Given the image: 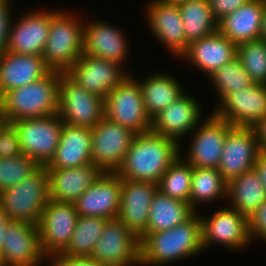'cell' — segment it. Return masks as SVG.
<instances>
[{"instance_id":"obj_1","label":"cell","mask_w":266,"mask_h":266,"mask_svg":"<svg viewBox=\"0 0 266 266\" xmlns=\"http://www.w3.org/2000/svg\"><path fill=\"white\" fill-rule=\"evenodd\" d=\"M181 148L173 139L152 131L135 134L115 173L122 179L158 185L166 170L180 156Z\"/></svg>"},{"instance_id":"obj_2","label":"cell","mask_w":266,"mask_h":266,"mask_svg":"<svg viewBox=\"0 0 266 266\" xmlns=\"http://www.w3.org/2000/svg\"><path fill=\"white\" fill-rule=\"evenodd\" d=\"M198 213L169 230L148 233L140 241L139 266H166L202 253V222Z\"/></svg>"},{"instance_id":"obj_3","label":"cell","mask_w":266,"mask_h":266,"mask_svg":"<svg viewBox=\"0 0 266 266\" xmlns=\"http://www.w3.org/2000/svg\"><path fill=\"white\" fill-rule=\"evenodd\" d=\"M63 72L51 71L40 80L6 92L0 98V118L12 123L58 114L59 82Z\"/></svg>"},{"instance_id":"obj_4","label":"cell","mask_w":266,"mask_h":266,"mask_svg":"<svg viewBox=\"0 0 266 266\" xmlns=\"http://www.w3.org/2000/svg\"><path fill=\"white\" fill-rule=\"evenodd\" d=\"M75 14L57 10L51 17L42 56L52 71L65 73L83 54L84 24Z\"/></svg>"},{"instance_id":"obj_5","label":"cell","mask_w":266,"mask_h":266,"mask_svg":"<svg viewBox=\"0 0 266 266\" xmlns=\"http://www.w3.org/2000/svg\"><path fill=\"white\" fill-rule=\"evenodd\" d=\"M49 199L48 171L40 166L19 184L0 192V207L11 221L38 225Z\"/></svg>"},{"instance_id":"obj_6","label":"cell","mask_w":266,"mask_h":266,"mask_svg":"<svg viewBox=\"0 0 266 266\" xmlns=\"http://www.w3.org/2000/svg\"><path fill=\"white\" fill-rule=\"evenodd\" d=\"M105 117L135 134L151 131L140 84L131 74L113 88L105 98Z\"/></svg>"},{"instance_id":"obj_7","label":"cell","mask_w":266,"mask_h":266,"mask_svg":"<svg viewBox=\"0 0 266 266\" xmlns=\"http://www.w3.org/2000/svg\"><path fill=\"white\" fill-rule=\"evenodd\" d=\"M18 134L21 153L46 166L59 145L63 121L59 115L28 118L11 123Z\"/></svg>"},{"instance_id":"obj_8","label":"cell","mask_w":266,"mask_h":266,"mask_svg":"<svg viewBox=\"0 0 266 266\" xmlns=\"http://www.w3.org/2000/svg\"><path fill=\"white\" fill-rule=\"evenodd\" d=\"M58 115L70 126L92 129L105 117V99L89 93L63 73L59 82Z\"/></svg>"},{"instance_id":"obj_9","label":"cell","mask_w":266,"mask_h":266,"mask_svg":"<svg viewBox=\"0 0 266 266\" xmlns=\"http://www.w3.org/2000/svg\"><path fill=\"white\" fill-rule=\"evenodd\" d=\"M104 266L140 265V241L118 219H108L91 256Z\"/></svg>"},{"instance_id":"obj_10","label":"cell","mask_w":266,"mask_h":266,"mask_svg":"<svg viewBox=\"0 0 266 266\" xmlns=\"http://www.w3.org/2000/svg\"><path fill=\"white\" fill-rule=\"evenodd\" d=\"M203 119L191 132L194 136L183 159L193 168L217 169L227 133L233 126L213 111Z\"/></svg>"},{"instance_id":"obj_11","label":"cell","mask_w":266,"mask_h":266,"mask_svg":"<svg viewBox=\"0 0 266 266\" xmlns=\"http://www.w3.org/2000/svg\"><path fill=\"white\" fill-rule=\"evenodd\" d=\"M78 217L74 203L49 199L38 223L41 249L47 258L67 248Z\"/></svg>"},{"instance_id":"obj_12","label":"cell","mask_w":266,"mask_h":266,"mask_svg":"<svg viewBox=\"0 0 266 266\" xmlns=\"http://www.w3.org/2000/svg\"><path fill=\"white\" fill-rule=\"evenodd\" d=\"M91 161L103 172H116L135 133L109 120L101 119L92 129Z\"/></svg>"},{"instance_id":"obj_13","label":"cell","mask_w":266,"mask_h":266,"mask_svg":"<svg viewBox=\"0 0 266 266\" xmlns=\"http://www.w3.org/2000/svg\"><path fill=\"white\" fill-rule=\"evenodd\" d=\"M202 245L204 251L212 244H218L230 250H244L250 246L248 217L233 208H221L215 213L201 216Z\"/></svg>"},{"instance_id":"obj_14","label":"cell","mask_w":266,"mask_h":266,"mask_svg":"<svg viewBox=\"0 0 266 266\" xmlns=\"http://www.w3.org/2000/svg\"><path fill=\"white\" fill-rule=\"evenodd\" d=\"M65 73L86 91L103 99L131 74L116 62L86 54H82Z\"/></svg>"},{"instance_id":"obj_15","label":"cell","mask_w":266,"mask_h":266,"mask_svg":"<svg viewBox=\"0 0 266 266\" xmlns=\"http://www.w3.org/2000/svg\"><path fill=\"white\" fill-rule=\"evenodd\" d=\"M260 151L253 127L233 126L227 133L217 169L228 183L252 170Z\"/></svg>"},{"instance_id":"obj_16","label":"cell","mask_w":266,"mask_h":266,"mask_svg":"<svg viewBox=\"0 0 266 266\" xmlns=\"http://www.w3.org/2000/svg\"><path fill=\"white\" fill-rule=\"evenodd\" d=\"M3 241L0 252L3 266H40L41 262L47 261L41 249L36 224L10 221Z\"/></svg>"},{"instance_id":"obj_17","label":"cell","mask_w":266,"mask_h":266,"mask_svg":"<svg viewBox=\"0 0 266 266\" xmlns=\"http://www.w3.org/2000/svg\"><path fill=\"white\" fill-rule=\"evenodd\" d=\"M235 127H253L266 115V84L253 83L230 93L213 111Z\"/></svg>"},{"instance_id":"obj_18","label":"cell","mask_w":266,"mask_h":266,"mask_svg":"<svg viewBox=\"0 0 266 266\" xmlns=\"http://www.w3.org/2000/svg\"><path fill=\"white\" fill-rule=\"evenodd\" d=\"M157 191L155 183L122 179L118 219L139 241L146 236L150 204Z\"/></svg>"},{"instance_id":"obj_19","label":"cell","mask_w":266,"mask_h":266,"mask_svg":"<svg viewBox=\"0 0 266 266\" xmlns=\"http://www.w3.org/2000/svg\"><path fill=\"white\" fill-rule=\"evenodd\" d=\"M56 11L32 10L21 15L16 22L12 21L6 51L42 56L48 40L51 17Z\"/></svg>"},{"instance_id":"obj_20","label":"cell","mask_w":266,"mask_h":266,"mask_svg":"<svg viewBox=\"0 0 266 266\" xmlns=\"http://www.w3.org/2000/svg\"><path fill=\"white\" fill-rule=\"evenodd\" d=\"M188 93H183L164 110L151 119V131L166 136L179 145L184 136L191 134L200 123L202 109L199 101ZM198 102V103H197ZM201 113V114H200Z\"/></svg>"},{"instance_id":"obj_21","label":"cell","mask_w":266,"mask_h":266,"mask_svg":"<svg viewBox=\"0 0 266 266\" xmlns=\"http://www.w3.org/2000/svg\"><path fill=\"white\" fill-rule=\"evenodd\" d=\"M122 178L115 172H103L75 202L79 216L118 218Z\"/></svg>"},{"instance_id":"obj_22","label":"cell","mask_w":266,"mask_h":266,"mask_svg":"<svg viewBox=\"0 0 266 266\" xmlns=\"http://www.w3.org/2000/svg\"><path fill=\"white\" fill-rule=\"evenodd\" d=\"M146 7V23L155 39L180 58L186 52V37L178 5L152 0Z\"/></svg>"},{"instance_id":"obj_23","label":"cell","mask_w":266,"mask_h":266,"mask_svg":"<svg viewBox=\"0 0 266 266\" xmlns=\"http://www.w3.org/2000/svg\"><path fill=\"white\" fill-rule=\"evenodd\" d=\"M123 32L117 26L101 20L84 23L83 54L113 61L125 67L129 43L127 44Z\"/></svg>"},{"instance_id":"obj_24","label":"cell","mask_w":266,"mask_h":266,"mask_svg":"<svg viewBox=\"0 0 266 266\" xmlns=\"http://www.w3.org/2000/svg\"><path fill=\"white\" fill-rule=\"evenodd\" d=\"M237 56V45L218 30L212 35L192 42L180 57L209 77Z\"/></svg>"},{"instance_id":"obj_25","label":"cell","mask_w":266,"mask_h":266,"mask_svg":"<svg viewBox=\"0 0 266 266\" xmlns=\"http://www.w3.org/2000/svg\"><path fill=\"white\" fill-rule=\"evenodd\" d=\"M46 169L50 199L67 203H74L103 173L93 163L74 168Z\"/></svg>"},{"instance_id":"obj_26","label":"cell","mask_w":266,"mask_h":266,"mask_svg":"<svg viewBox=\"0 0 266 266\" xmlns=\"http://www.w3.org/2000/svg\"><path fill=\"white\" fill-rule=\"evenodd\" d=\"M52 70L43 56L0 53V98L8 91L36 82Z\"/></svg>"},{"instance_id":"obj_27","label":"cell","mask_w":266,"mask_h":266,"mask_svg":"<svg viewBox=\"0 0 266 266\" xmlns=\"http://www.w3.org/2000/svg\"><path fill=\"white\" fill-rule=\"evenodd\" d=\"M91 128L63 123L59 145L46 168H74L92 163Z\"/></svg>"},{"instance_id":"obj_28","label":"cell","mask_w":266,"mask_h":266,"mask_svg":"<svg viewBox=\"0 0 266 266\" xmlns=\"http://www.w3.org/2000/svg\"><path fill=\"white\" fill-rule=\"evenodd\" d=\"M266 0H250L218 22V31L235 45L258 40Z\"/></svg>"},{"instance_id":"obj_29","label":"cell","mask_w":266,"mask_h":266,"mask_svg":"<svg viewBox=\"0 0 266 266\" xmlns=\"http://www.w3.org/2000/svg\"><path fill=\"white\" fill-rule=\"evenodd\" d=\"M138 82L146 113L151 119L185 92L176 77L169 73L155 72Z\"/></svg>"},{"instance_id":"obj_30","label":"cell","mask_w":266,"mask_h":266,"mask_svg":"<svg viewBox=\"0 0 266 266\" xmlns=\"http://www.w3.org/2000/svg\"><path fill=\"white\" fill-rule=\"evenodd\" d=\"M227 200L231 208L248 218L266 201L265 187L254 168L227 183Z\"/></svg>"},{"instance_id":"obj_31","label":"cell","mask_w":266,"mask_h":266,"mask_svg":"<svg viewBox=\"0 0 266 266\" xmlns=\"http://www.w3.org/2000/svg\"><path fill=\"white\" fill-rule=\"evenodd\" d=\"M196 211L190 203L173 199L157 191L149 210L148 233L169 230L190 219Z\"/></svg>"},{"instance_id":"obj_32","label":"cell","mask_w":266,"mask_h":266,"mask_svg":"<svg viewBox=\"0 0 266 266\" xmlns=\"http://www.w3.org/2000/svg\"><path fill=\"white\" fill-rule=\"evenodd\" d=\"M184 23L186 51L188 46L218 30L208 0H186L178 5Z\"/></svg>"},{"instance_id":"obj_33","label":"cell","mask_w":266,"mask_h":266,"mask_svg":"<svg viewBox=\"0 0 266 266\" xmlns=\"http://www.w3.org/2000/svg\"><path fill=\"white\" fill-rule=\"evenodd\" d=\"M227 199V182L215 168H193L190 205L197 212L198 205ZM215 200V201H214Z\"/></svg>"},{"instance_id":"obj_34","label":"cell","mask_w":266,"mask_h":266,"mask_svg":"<svg viewBox=\"0 0 266 266\" xmlns=\"http://www.w3.org/2000/svg\"><path fill=\"white\" fill-rule=\"evenodd\" d=\"M107 220L104 217L79 216L69 245L61 254L71 257L91 256Z\"/></svg>"},{"instance_id":"obj_35","label":"cell","mask_w":266,"mask_h":266,"mask_svg":"<svg viewBox=\"0 0 266 266\" xmlns=\"http://www.w3.org/2000/svg\"><path fill=\"white\" fill-rule=\"evenodd\" d=\"M193 167L182 155L170 165L158 183V191L173 199L190 203Z\"/></svg>"},{"instance_id":"obj_36","label":"cell","mask_w":266,"mask_h":266,"mask_svg":"<svg viewBox=\"0 0 266 266\" xmlns=\"http://www.w3.org/2000/svg\"><path fill=\"white\" fill-rule=\"evenodd\" d=\"M208 79L215 86L214 89L219 95L218 97H220L219 103L230 93L241 88H247L254 83L237 58L223 65L210 75Z\"/></svg>"},{"instance_id":"obj_37","label":"cell","mask_w":266,"mask_h":266,"mask_svg":"<svg viewBox=\"0 0 266 266\" xmlns=\"http://www.w3.org/2000/svg\"><path fill=\"white\" fill-rule=\"evenodd\" d=\"M256 84H266V41L261 39L237 45V56Z\"/></svg>"},{"instance_id":"obj_38","label":"cell","mask_w":266,"mask_h":266,"mask_svg":"<svg viewBox=\"0 0 266 266\" xmlns=\"http://www.w3.org/2000/svg\"><path fill=\"white\" fill-rule=\"evenodd\" d=\"M39 167L33 159L23 154L14 158H0V192L19 184Z\"/></svg>"},{"instance_id":"obj_39","label":"cell","mask_w":266,"mask_h":266,"mask_svg":"<svg viewBox=\"0 0 266 266\" xmlns=\"http://www.w3.org/2000/svg\"><path fill=\"white\" fill-rule=\"evenodd\" d=\"M20 155L22 153L15 127L0 118V158H14Z\"/></svg>"},{"instance_id":"obj_40","label":"cell","mask_w":266,"mask_h":266,"mask_svg":"<svg viewBox=\"0 0 266 266\" xmlns=\"http://www.w3.org/2000/svg\"><path fill=\"white\" fill-rule=\"evenodd\" d=\"M251 241L255 238L266 242V201H264L248 218Z\"/></svg>"},{"instance_id":"obj_41","label":"cell","mask_w":266,"mask_h":266,"mask_svg":"<svg viewBox=\"0 0 266 266\" xmlns=\"http://www.w3.org/2000/svg\"><path fill=\"white\" fill-rule=\"evenodd\" d=\"M12 0H0V53L7 48L10 27L13 21L11 13Z\"/></svg>"},{"instance_id":"obj_42","label":"cell","mask_w":266,"mask_h":266,"mask_svg":"<svg viewBox=\"0 0 266 266\" xmlns=\"http://www.w3.org/2000/svg\"><path fill=\"white\" fill-rule=\"evenodd\" d=\"M250 0H208L214 18L219 22Z\"/></svg>"},{"instance_id":"obj_43","label":"cell","mask_w":266,"mask_h":266,"mask_svg":"<svg viewBox=\"0 0 266 266\" xmlns=\"http://www.w3.org/2000/svg\"><path fill=\"white\" fill-rule=\"evenodd\" d=\"M50 266H104L90 256L71 257L62 254H56L47 258Z\"/></svg>"},{"instance_id":"obj_44","label":"cell","mask_w":266,"mask_h":266,"mask_svg":"<svg viewBox=\"0 0 266 266\" xmlns=\"http://www.w3.org/2000/svg\"><path fill=\"white\" fill-rule=\"evenodd\" d=\"M254 170L257 172L262 185L266 190V150H261L254 164Z\"/></svg>"},{"instance_id":"obj_45","label":"cell","mask_w":266,"mask_h":266,"mask_svg":"<svg viewBox=\"0 0 266 266\" xmlns=\"http://www.w3.org/2000/svg\"><path fill=\"white\" fill-rule=\"evenodd\" d=\"M253 129L261 150H266V115L253 126Z\"/></svg>"},{"instance_id":"obj_46","label":"cell","mask_w":266,"mask_h":266,"mask_svg":"<svg viewBox=\"0 0 266 266\" xmlns=\"http://www.w3.org/2000/svg\"><path fill=\"white\" fill-rule=\"evenodd\" d=\"M10 221L11 219L8 217L7 213L0 207V252L4 244L5 230Z\"/></svg>"},{"instance_id":"obj_47","label":"cell","mask_w":266,"mask_h":266,"mask_svg":"<svg viewBox=\"0 0 266 266\" xmlns=\"http://www.w3.org/2000/svg\"><path fill=\"white\" fill-rule=\"evenodd\" d=\"M259 39L266 41V5L262 15Z\"/></svg>"},{"instance_id":"obj_48","label":"cell","mask_w":266,"mask_h":266,"mask_svg":"<svg viewBox=\"0 0 266 266\" xmlns=\"http://www.w3.org/2000/svg\"><path fill=\"white\" fill-rule=\"evenodd\" d=\"M157 1L165 3V4L179 5L180 3H183L186 0H157Z\"/></svg>"}]
</instances>
